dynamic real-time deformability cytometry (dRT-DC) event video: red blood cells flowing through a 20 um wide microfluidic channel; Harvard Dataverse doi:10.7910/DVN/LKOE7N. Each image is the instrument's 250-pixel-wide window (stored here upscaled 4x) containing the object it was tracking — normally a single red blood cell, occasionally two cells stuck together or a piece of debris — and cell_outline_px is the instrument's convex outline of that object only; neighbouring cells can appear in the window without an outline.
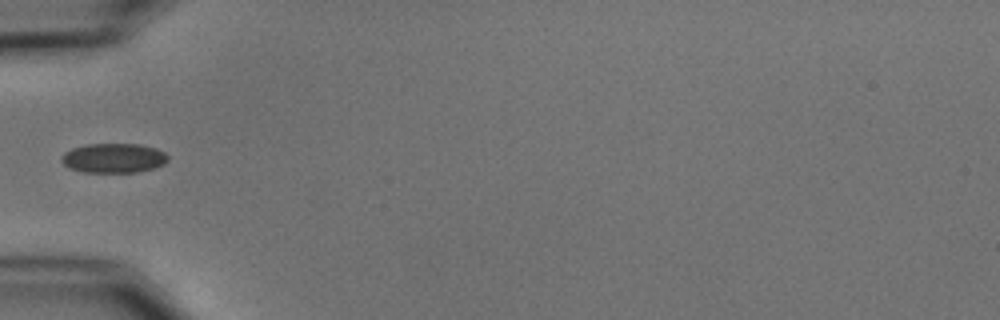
{"species": "common noctule bat (a hibernating species)", "species_latin": "Nyctalus noctula", "temperature_condition": "cold", "stored_images_in_passage": 2, "camera_frame_rate_fps": 3000, "um_per_image_px": 0.085, "animal": {"sex": "male", "body_mass_g": 15.6}, "frame": {"image": 1, "passage_image": 1, "time_ms": 0.0, "image_size_px": [1000, 320], "cell_outline_px": [[168, 160], [164, 164], [152, 168], [136, 172], [84, 172], [68, 168], [60, 160], [60, 156], [64, 152], [72, 148], [84, 144], [140, 144], [156, 148], [164, 152], [168, 156]], "centroid_in_image_um": [9.62, 13.43], "position_along_channel_um": 75.4, "area_um2": 18.44}}